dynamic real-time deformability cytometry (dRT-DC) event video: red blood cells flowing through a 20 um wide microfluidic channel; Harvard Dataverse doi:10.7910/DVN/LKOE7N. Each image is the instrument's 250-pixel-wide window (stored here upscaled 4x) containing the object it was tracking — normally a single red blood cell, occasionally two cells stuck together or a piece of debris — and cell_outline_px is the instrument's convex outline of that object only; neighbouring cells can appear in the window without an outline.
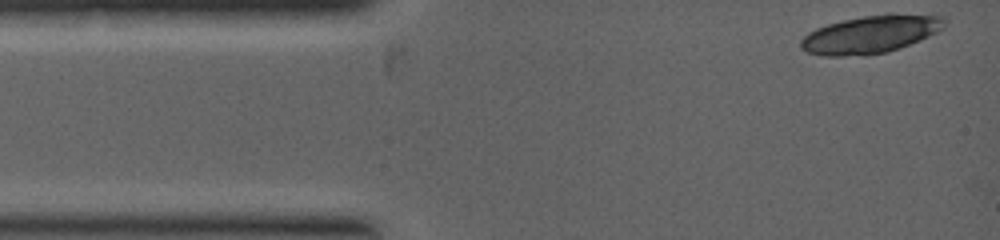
{"species": "common noctule bat (a hibernating species)", "species_latin": "Nyctalus noctula", "temperature_condition": "warm", "stored_images_in_passage": 6, "camera_frame_rate_fps": 5000, "um_per_image_px": 0.085, "animal": {"sex": "female", "body_mass_g": 19.0, "forearm_length_mm": 53.3}, "frame": {"image": 1, "passage_image": 1, "time_ms": 0.0, "image_size_px": [1000, 240], "cell_outline_px": [[944, 28], [928, 36], [888, 52], [864, 56], [824, 56], [808, 52], [800, 48], [800, 40], [808, 32], [816, 28], [828, 24], [844, 20], [864, 16], [888, 12], [892, 12], [940, 16], [944, 20]], "centroid_in_image_um": [73.97, 2.91], "position_along_channel_um": 11.0, "area_um2": 31.73}}